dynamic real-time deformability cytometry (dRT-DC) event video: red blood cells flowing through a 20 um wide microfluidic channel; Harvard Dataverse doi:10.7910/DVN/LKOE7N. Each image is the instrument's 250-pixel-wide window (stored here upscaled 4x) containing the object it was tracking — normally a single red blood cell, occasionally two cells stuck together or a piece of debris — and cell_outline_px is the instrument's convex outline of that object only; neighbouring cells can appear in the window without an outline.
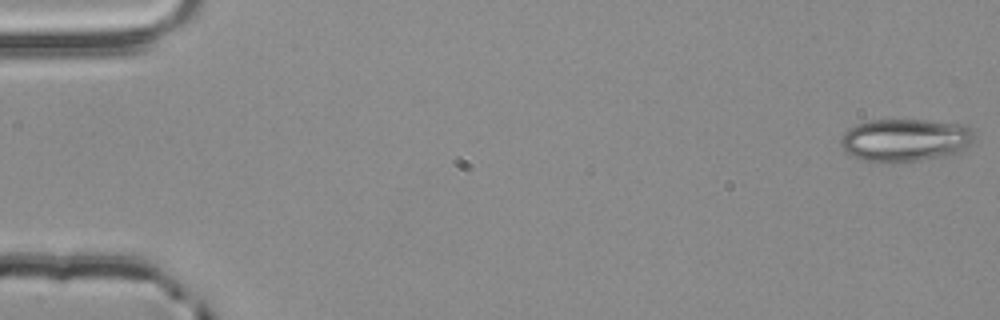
{"species": "common noctule bat (a hibernating species)", "species_latin": "Nyctalus noctula", "temperature_condition": "room temperature", "stored_images_in_passage": 4, "camera_frame_rate_fps": 3000, "um_per_image_px": 0.085, "animal": {"sex": "male", "body_mass_g": 20.4}, "frame": {"image": 1, "passage_image": 1, "time_ms": 0.0, "image_size_px": [1000, 320], "cell_outline_px": [[972, 140], [968, 144], [956, 152], [948, 156], [896, 164], [880, 164], [860, 160], [844, 152], [840, 144], [840, 140], [844, 132], [848, 128], [856, 124], [872, 120], [924, 120], [964, 124], [972, 128]], "centroid_in_image_um": [76.85, 11.94], "position_along_channel_um": 8.1, "area_um2": 33.93}}
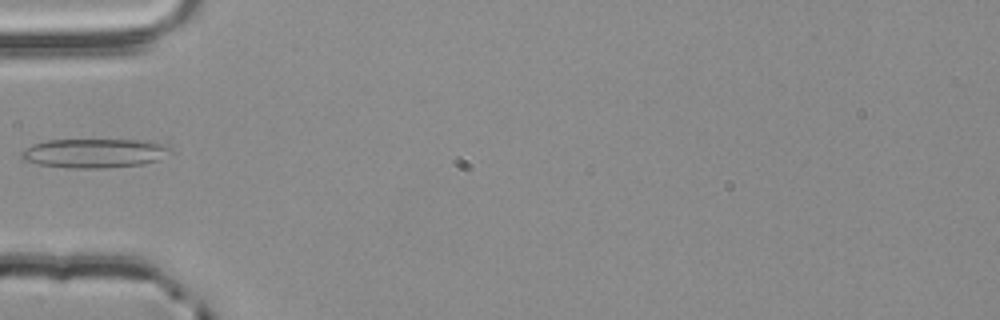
{"frame": {"image": 2, "passage_image": 4, "time_ms": 1.0, "image_size_px": [1000, 320], "cell_outline_px": [[172, 152], [156, 160], [144, 164], [104, 168], [68, 168], [40, 164], [20, 160], [20, 152], [24, 148], [32, 144], [48, 140], [148, 140], [168, 144], [172, 148]], "centroid_in_image_um": [8.03, 13.01], "position_along_channel_um": 77.0, "area_um2": 25.66}}